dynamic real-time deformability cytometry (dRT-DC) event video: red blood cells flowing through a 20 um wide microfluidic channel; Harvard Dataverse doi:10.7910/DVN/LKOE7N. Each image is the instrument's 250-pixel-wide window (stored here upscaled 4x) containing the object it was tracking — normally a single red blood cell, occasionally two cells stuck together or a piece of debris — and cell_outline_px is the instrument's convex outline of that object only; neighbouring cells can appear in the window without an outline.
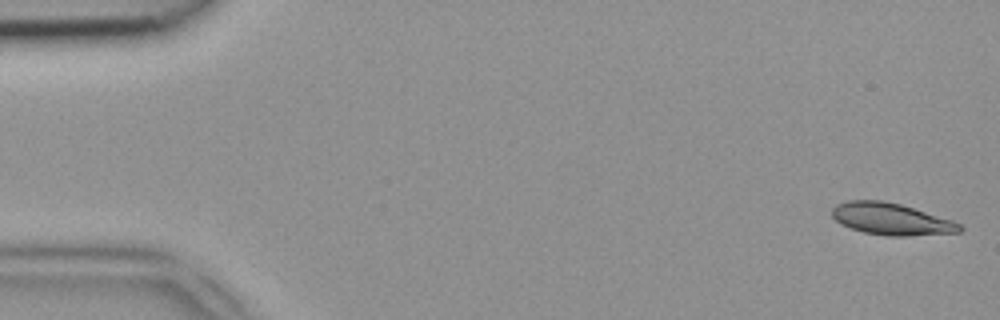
{"species": "common noctule bat (a hibernating species)", "species_latin": "Nyctalus noctula", "temperature_condition": "room temperature", "stored_images_in_passage": 48, "segment_of_instrument_passage": [1, 2], "camera_frame_rate_fps": 3000, "um_per_image_px": 0.085, "animal": {"sex": "female", "body_mass_g": 18.4}, "frame": {"image": 1, "passage_image": 1, "time_ms": 0.0, "image_size_px": [1000, 320], "cell_outline_px": [[964, 228], [960, 232], [908, 236], [888, 236], [864, 232], [840, 224], [832, 216], [832, 208], [836, 204], [848, 200], [880, 200], [900, 204], [952, 220], [960, 224]], "centroid_in_image_um": [75.74, 18.62], "position_along_channel_um": 9.3, "area_um2": 23.58}}
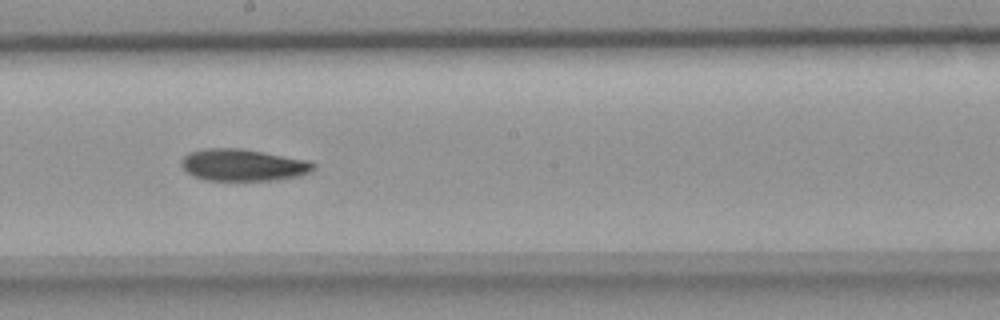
{"frame": {"image": 2, "passage_image": 26, "time_ms": 8.333, "image_size_px": [1000, 320], "cell_outline_px": [[316, 168], [300, 176], [280, 180], [204, 180], [192, 176], [180, 164], [184, 156], [188, 152], [204, 148], [240, 148], [312, 160], [316, 164]], "centroid_in_image_um": [20.7, 14.02], "position_along_channel_um": 227.5, "area_um2": 24.91}}
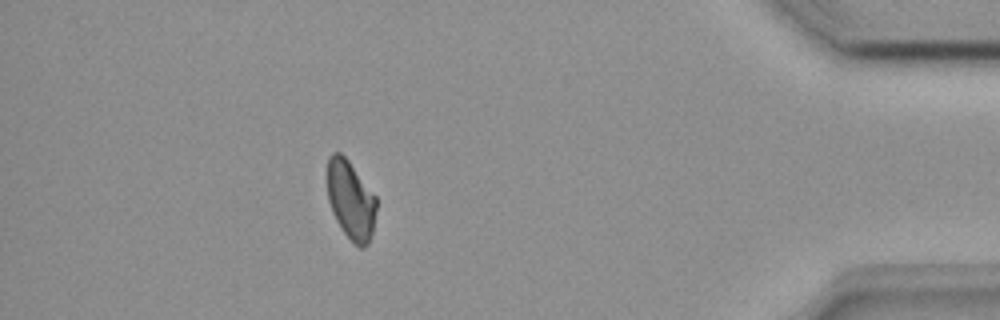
{"frame": {"image": 3, "passage_image": 42, "time_ms": 13.667, "image_size_px": [1000, 320], "cell_outline_px": [[376, 208], [372, 236], [368, 244], [364, 248], [360, 248], [344, 232], [336, 220], [332, 212], [328, 200], [328, 156], [332, 152], [340, 152], [348, 160], [376, 196]], "centroid_in_image_um": [29.82, 17.0], "position_along_channel_um": 405.4, "area_um2": 22.37}}